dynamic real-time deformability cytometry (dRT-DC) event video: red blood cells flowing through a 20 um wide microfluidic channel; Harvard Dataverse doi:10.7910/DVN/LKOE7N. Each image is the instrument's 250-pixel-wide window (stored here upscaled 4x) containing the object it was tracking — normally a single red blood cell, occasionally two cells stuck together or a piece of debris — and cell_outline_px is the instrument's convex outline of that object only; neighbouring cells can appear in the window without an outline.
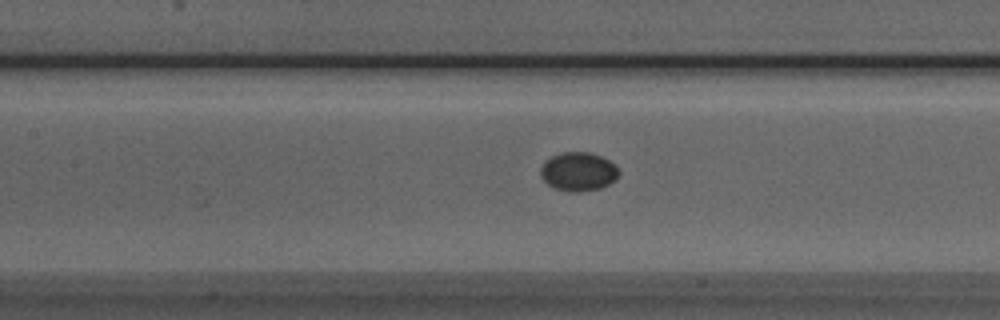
{"species": "Egyptian fruit bat (a non-hibernating species)", "species_latin": "Rousettus aegyptiacus", "temperature_condition": "room temperature", "stored_images_in_passage": 38, "camera_frame_rate_fps": 3000, "um_per_image_px": 0.085, "animal": {"sex": "male"}, "frame": {"image": 1, "passage_image": 20, "time_ms": 6.333, "image_size_px": [1000, 320], "cell_outline_px": [[620, 172], [616, 180], [600, 188], [580, 192], [568, 192], [556, 188], [548, 184], [540, 176], [540, 168], [544, 160], [560, 152], [588, 152], [600, 156], [616, 164]], "centroid_in_image_um": [49.16, 14.58], "position_along_channel_um": 158.2, "area_um2": 17.86}}
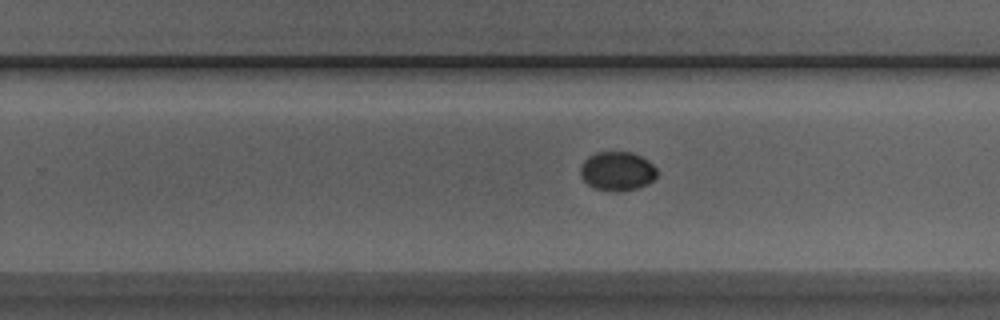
{"frame": {"image": 2, "passage_image": 29, "time_ms": 9.333, "image_size_px": [1000, 320], "cell_outline_px": [[656, 176], [648, 184], [636, 188], [616, 192], [612, 192], [596, 188], [588, 184], [580, 176], [580, 168], [584, 160], [588, 156], [596, 152], [632, 152], [648, 160], [656, 168]], "centroid_in_image_um": [52.45, 14.54], "position_along_channel_um": 277.4, "area_um2": 17.4}}
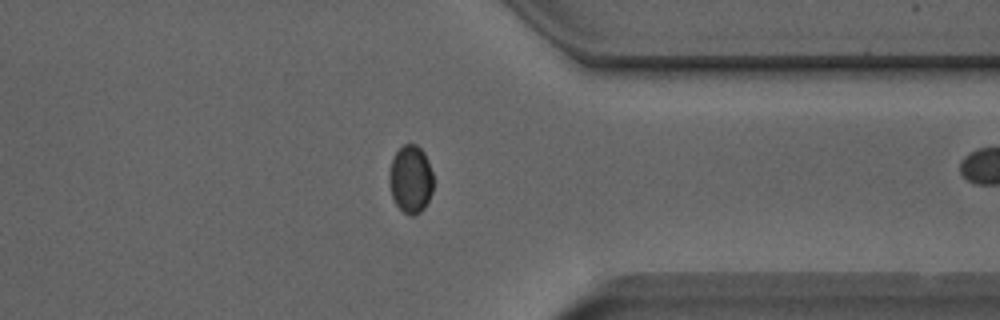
{"frame": {"image": 3, "passage_image": 37, "time_ms": 12.0, "image_size_px": [1000, 320], "cell_outline_px": [[432, 192], [424, 208], [420, 212], [412, 216], [408, 216], [396, 204], [392, 196], [388, 180], [388, 172], [392, 160], [396, 152], [404, 144], [416, 144], [424, 152], [428, 160], [432, 172]], "centroid_in_image_um": [34.89, 15.23], "position_along_channel_um": 376.5, "area_um2": 17.46}}